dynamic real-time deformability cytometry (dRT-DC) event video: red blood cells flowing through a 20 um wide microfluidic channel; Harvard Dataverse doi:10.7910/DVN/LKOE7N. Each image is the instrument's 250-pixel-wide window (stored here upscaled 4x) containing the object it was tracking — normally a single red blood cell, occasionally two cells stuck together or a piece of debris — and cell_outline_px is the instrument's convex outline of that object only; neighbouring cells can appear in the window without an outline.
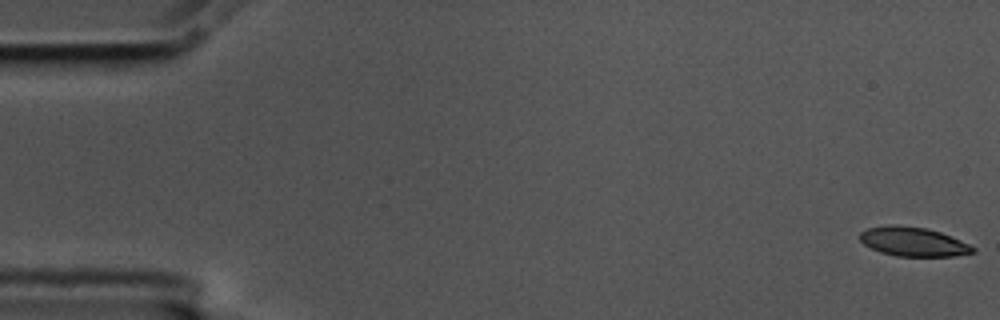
{"species": "common noctule bat (a hibernating species)", "species_latin": "Nyctalus noctula", "temperature_condition": "cold", "stored_images_in_passage": 57, "camera_frame_rate_fps": 3000, "um_per_image_px": 0.085, "animal": {"sex": "male", "body_mass_g": 17.5, "forearm_length_mm": 52.3}, "frame": {"image": 1, "passage_image": 1, "time_ms": 0.0, "image_size_px": [1000, 320], "cell_outline_px": [[976, 252], [952, 256], [896, 256], [880, 252], [864, 244], [860, 240], [860, 232], [868, 228], [888, 224], [896, 224], [928, 228], [940, 232], [960, 240], [976, 248]], "centroid_in_image_um": [77.61, 20.53], "position_along_channel_um": 7.4, "area_um2": 19.25}}
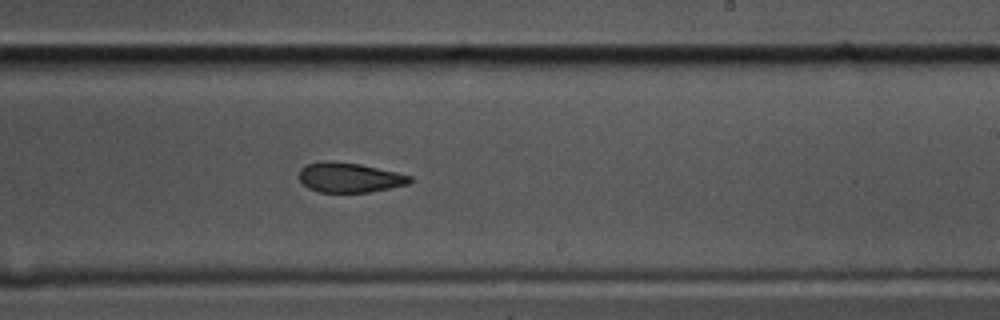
{"frame": {"image": 2, "passage_image": 34, "time_ms": 11.0, "image_size_px": [1000, 320], "cell_outline_px": [[412, 180], [408, 184], [372, 192], [320, 192], [308, 188], [300, 180], [300, 168], [304, 164], [324, 160], [336, 160], [360, 164], [396, 172], [412, 176]], "centroid_in_image_um": [29.68, 15.07], "position_along_channel_um": 259.3, "area_um2": 19.42}}
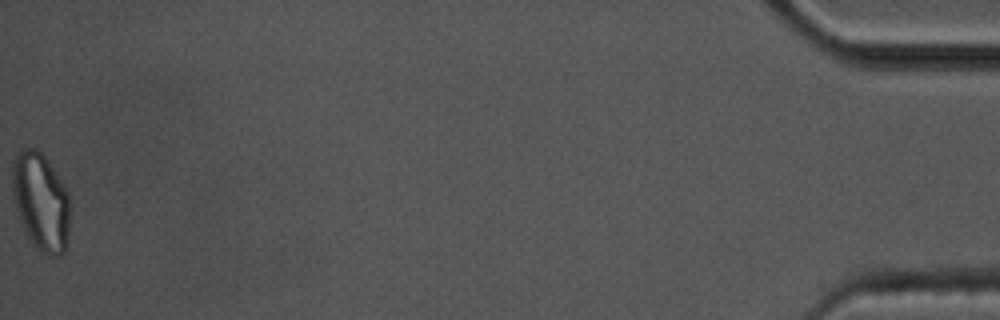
{"frame": {"image": 3, "passage_image": 57, "time_ms": 18.667, "image_size_px": [1000, 320], "cell_outline_px": [[72, 212], [64, 252], [60, 256], [52, 256], [36, 248], [28, 236], [24, 228], [16, 208], [12, 196], [12, 160], [16, 152], [20, 148], [36, 148], [48, 160], [64, 184], [68, 192], [72, 208]], "centroid_in_image_um": [3.49, 17.09], "position_along_channel_um": 431.7, "area_um2": 33.41}, "authors_computed_cell_mechanics": {"area_um2": 20.3456, "velocity_mm_per_s": 3.5621, "shape_relaxation_time_tau1_ms": 10.3508, "shape_relaxation_time_tau2_ms": 3.7427, "deformation_change_tau1": 0.2, "deformation_change_tau2": 0.098}}